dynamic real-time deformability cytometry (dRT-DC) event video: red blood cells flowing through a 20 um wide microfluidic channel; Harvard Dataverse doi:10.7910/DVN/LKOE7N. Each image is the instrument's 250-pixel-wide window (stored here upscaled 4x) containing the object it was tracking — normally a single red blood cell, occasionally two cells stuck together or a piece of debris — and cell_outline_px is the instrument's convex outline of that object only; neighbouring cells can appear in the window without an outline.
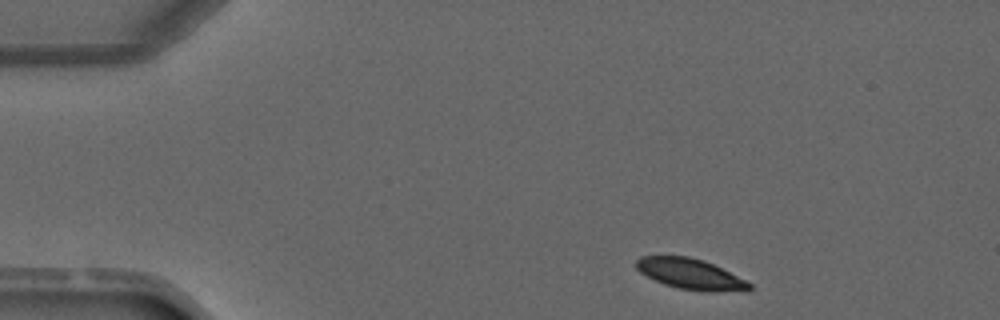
{"species": "common noctule bat (a hibernating species)", "species_latin": "Nyctalus noctula", "temperature_condition": "warm", "stored_images_in_passage": 3, "camera_frame_rate_fps": 3000, "um_per_image_px": 0.085, "animal": {"sex": "male", "forearm_length_mm": 52.5}, "frame": {"image": 1, "passage_image": 1, "time_ms": 0.0, "image_size_px": [1000, 320], "cell_outline_px": [[752, 288], [748, 292], [704, 292], [680, 288], [664, 284], [640, 272], [636, 268], [636, 260], [640, 256], [688, 256], [704, 260], [752, 284]], "centroid_in_image_um": [58.72, 23.31], "position_along_channel_um": 26.3, "area_um2": 20.17}}